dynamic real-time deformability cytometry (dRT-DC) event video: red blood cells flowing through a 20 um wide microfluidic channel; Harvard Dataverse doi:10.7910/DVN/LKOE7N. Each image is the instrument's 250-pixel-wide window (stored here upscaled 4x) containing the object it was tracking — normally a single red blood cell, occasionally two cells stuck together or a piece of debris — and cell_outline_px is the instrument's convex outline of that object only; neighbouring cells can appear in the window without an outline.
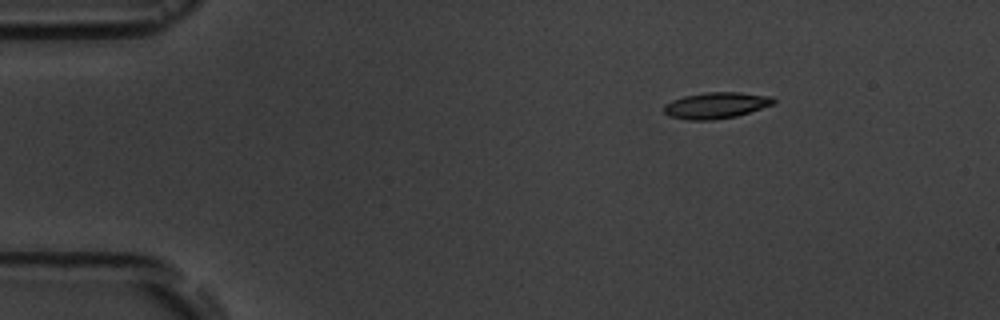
{"species": "common noctule bat (a hibernating species)", "species_latin": "Nyctalus noctula", "temperature_condition": "room temperature", "stored_images_in_passage": 6, "camera_frame_rate_fps": 3000, "um_per_image_px": 0.085, "animal": {"sex": "male", "body_mass_g": 19.5, "forearm_length_mm": 54.6}, "frame": {"image": 1, "passage_image": 6, "time_ms": 7.667, "image_size_px": [1000, 320], "cell_outline_px": [[776, 104], [736, 116], [712, 120], [688, 120], [668, 116], [664, 112], [664, 104], [672, 100], [684, 96], [704, 92], [740, 92], [772, 96], [776, 100]], "centroid_in_image_um": [60.88, 8.95], "position_along_channel_um": 24.1, "area_um2": 16.94}}